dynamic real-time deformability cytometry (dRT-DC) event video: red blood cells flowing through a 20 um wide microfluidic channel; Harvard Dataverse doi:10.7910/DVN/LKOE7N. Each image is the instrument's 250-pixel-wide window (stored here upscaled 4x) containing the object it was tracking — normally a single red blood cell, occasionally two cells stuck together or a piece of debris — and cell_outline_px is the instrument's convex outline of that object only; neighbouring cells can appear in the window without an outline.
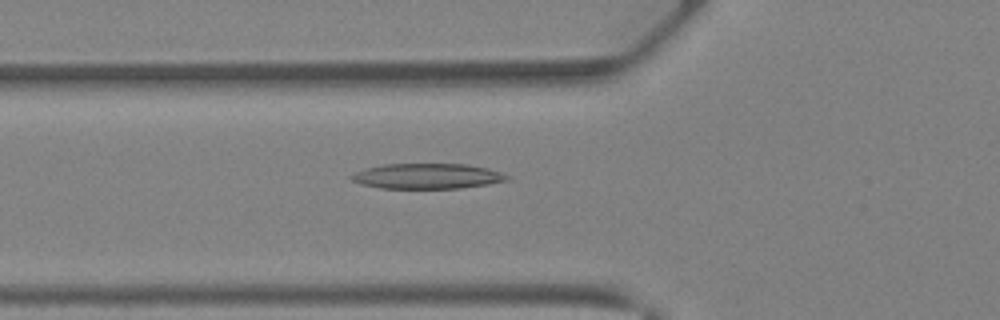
{"species": "Egyptian fruit bat (a non-hibernating species)", "species_latin": "Rousettus aegyptiacus", "temperature_condition": "warm", "stored_images_in_passage": 40, "camera_frame_rate_fps": 3000, "um_per_image_px": 0.085, "animal": {"sex": "female"}, "frame": {"image": 1, "passage_image": 15, "time_ms": 4.667, "image_size_px": [1000, 320], "cell_outline_px": [[512, 176], [508, 180], [488, 184], [460, 188], [380, 188], [364, 184], [352, 180], [348, 176], [364, 168], [384, 164], [468, 164], [488, 168]], "centroid_in_image_um": [36.34, 14.96], "position_along_channel_um": 89.5, "area_um2": 22.95}}
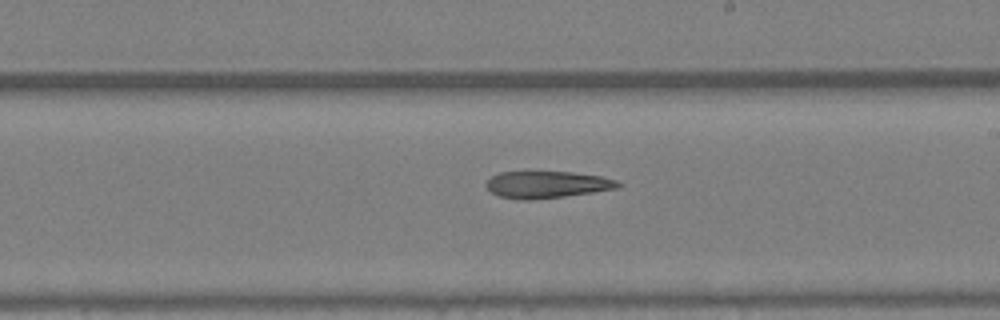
{"frame": {"image": 2, "passage_image": 24, "time_ms": 7.667, "image_size_px": [1000, 320], "cell_outline_px": [[624, 184], [620, 188], [564, 196], [532, 200], [524, 200], [500, 196], [492, 192], [484, 184], [492, 176], [500, 172], [572, 172], [600, 176], [616, 180]], "centroid_in_image_um": [46.53, 15.69], "position_along_channel_um": 242.5, "area_um2": 20.58}}
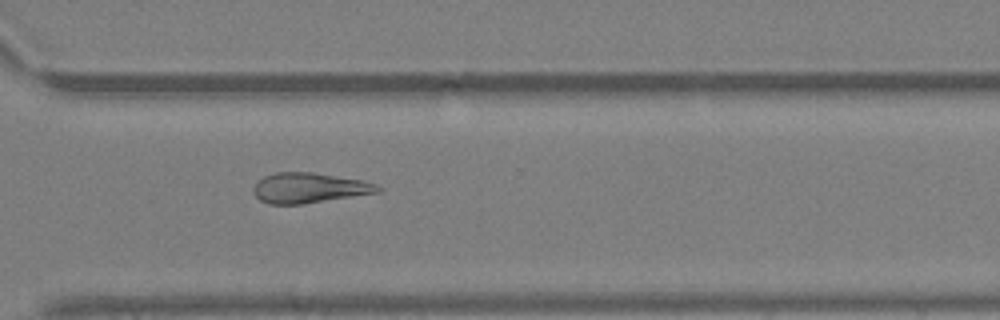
{"frame": {"image": 3, "passage_image": 30, "time_ms": 9.667, "image_size_px": [1000, 320], "cell_outline_px": [[384, 188], [380, 192], [300, 204], [268, 204], [260, 200], [252, 192], [252, 188], [264, 176], [276, 172], [312, 172], [364, 180], [376, 184]], "centroid_in_image_um": [26.29, 15.96], "position_along_channel_um": 344.3, "area_um2": 21.85}}